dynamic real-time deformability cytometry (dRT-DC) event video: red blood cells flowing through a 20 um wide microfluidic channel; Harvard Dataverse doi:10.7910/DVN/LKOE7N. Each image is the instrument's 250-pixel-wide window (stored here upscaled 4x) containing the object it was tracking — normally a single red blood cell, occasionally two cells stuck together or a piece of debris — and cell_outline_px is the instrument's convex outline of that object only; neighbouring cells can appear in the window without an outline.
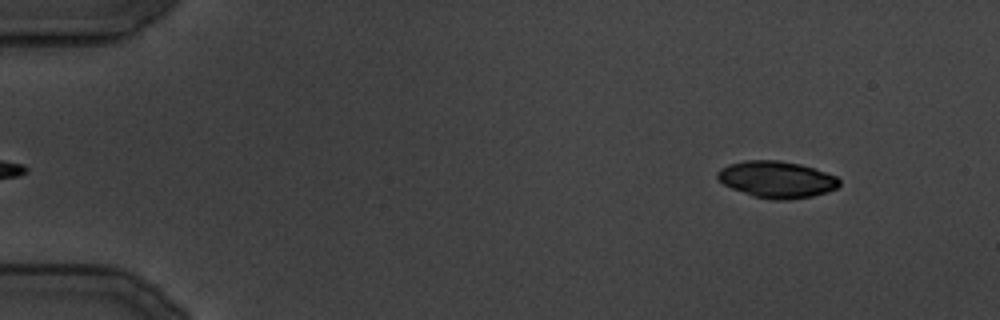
{"species": "common noctule bat (a hibernating species)", "species_latin": "Nyctalus noctula", "temperature_condition": "cold", "stored_images_in_passage": 18, "camera_frame_rate_fps": 3000, "um_per_image_px": 0.085, "animal": {"sex": "male", "body_mass_g": 19.5, "forearm_length_mm": 54.6}, "frame": {"image": 1, "passage_image": 1, "time_ms": 0.0, "image_size_px": [1000, 320], "cell_outline_px": [[840, 184], [836, 188], [828, 192], [812, 196], [788, 200], [772, 200], [752, 196], [732, 188], [724, 184], [716, 176], [716, 172], [720, 168], [728, 164], [744, 160], [776, 160], [800, 164], [836, 176], [840, 180]], "centroid_in_image_um": [66.0, 15.26], "position_along_channel_um": 19.0, "area_um2": 26.07}}
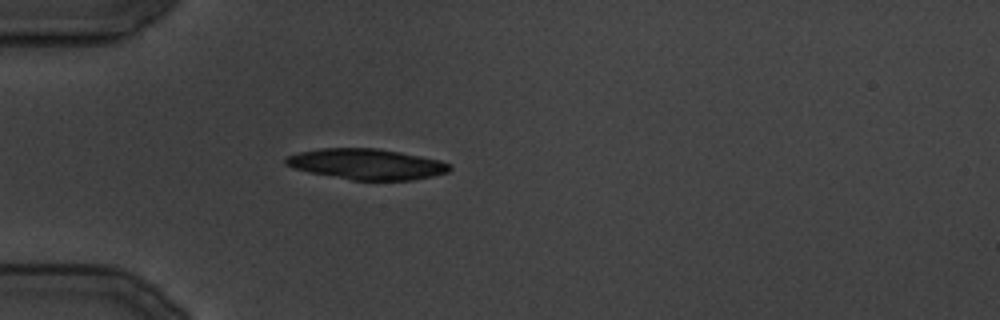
{"frame": {"image": 2, "passage_image": 7, "time_ms": 8.0, "image_size_px": [1000, 320], "cell_outline_px": [[452, 168], [448, 172], [432, 176], [412, 180], [352, 180], [308, 172], [292, 168], [284, 164], [284, 156], [296, 152], [320, 148], [376, 148], [400, 152], [440, 160], [448, 164]], "centroid_in_image_um": [31.09, 13.94], "position_along_channel_um": 53.9, "area_um2": 29.48}}